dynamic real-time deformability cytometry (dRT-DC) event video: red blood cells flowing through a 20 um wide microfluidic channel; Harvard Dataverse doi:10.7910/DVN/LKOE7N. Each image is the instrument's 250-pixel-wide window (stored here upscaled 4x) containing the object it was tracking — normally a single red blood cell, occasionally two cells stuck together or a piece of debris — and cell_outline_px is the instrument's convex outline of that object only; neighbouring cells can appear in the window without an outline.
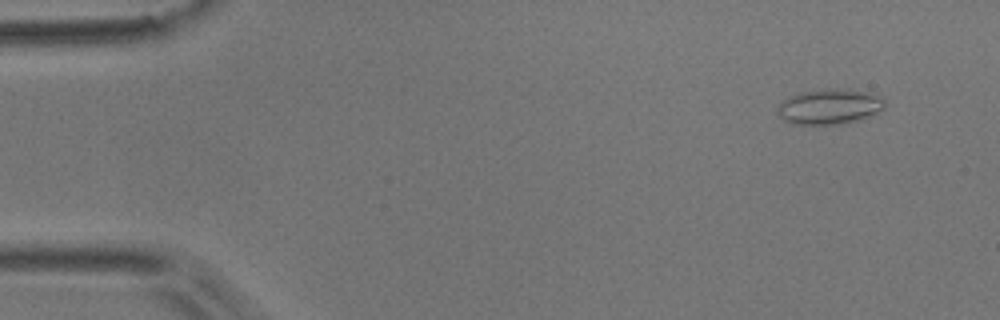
{"species": "common noctule bat (a hibernating species)", "species_latin": "Nyctalus noctula", "temperature_condition": "room temperature", "stored_images_in_passage": 4, "camera_frame_rate_fps": 3000, "um_per_image_px": 0.085, "animal": {"sex": "male", "body_mass_g": 17.9}, "frame": {"image": 1, "passage_image": 1, "time_ms": 0.0, "image_size_px": [1000, 320], "cell_outline_px": [[884, 108], [860, 120], [844, 124], [792, 124], [784, 120], [776, 112], [776, 108], [780, 100], [788, 96], [800, 92], [828, 88], [872, 92], [880, 96], [884, 100]], "centroid_in_image_um": [70.46, 9.06], "position_along_channel_um": 14.5, "area_um2": 22.31}}